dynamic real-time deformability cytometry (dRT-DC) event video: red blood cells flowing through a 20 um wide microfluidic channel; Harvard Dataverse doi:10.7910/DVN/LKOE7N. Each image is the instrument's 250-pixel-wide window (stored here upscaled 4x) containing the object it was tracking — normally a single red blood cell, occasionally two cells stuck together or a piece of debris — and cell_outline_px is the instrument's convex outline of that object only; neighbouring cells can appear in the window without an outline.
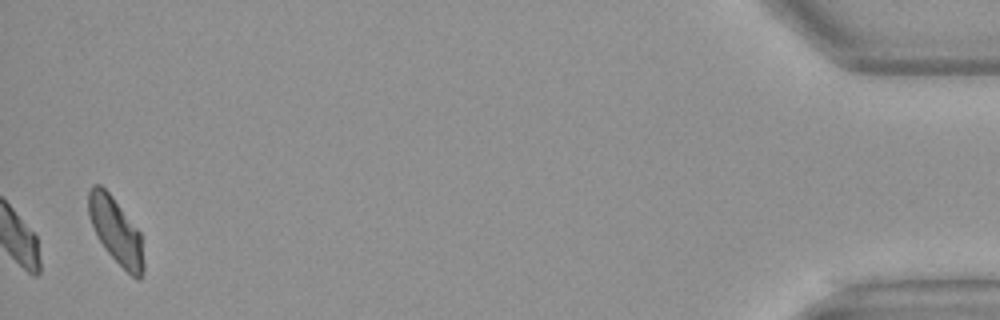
{"species": "Egyptian fruit bat (a non-hibernating species)", "species_latin": "Rousettus aegyptiacus", "temperature_condition": "warm", "stored_images_in_passage": 35, "camera_frame_rate_fps": 3000, "um_per_image_px": 0.085, "animal": {"sex": "female"}, "frame": {"image": 1, "passage_image": 35, "time_ms": 11.333, "image_size_px": [1000, 320], "cell_outline_px": [[144, 268], [140, 280], [136, 280], [104, 248], [96, 236], [88, 216], [88, 192], [92, 184], [100, 184], [112, 196], [140, 232], [144, 264]], "centroid_in_image_um": [9.83, 19.61], "position_along_channel_um": 425.4, "area_um2": 21.1}, "authors_computed_cell_mechanics": {"area_um2": 17.1088, "velocity_mm_per_s": 4.1044, "shape_relaxation_time_tau1_ms": 7.6613, "shape_relaxation_time_tau2_ms": 7.4599, "deformation_change_tau1": 0.177, "deformation_change_tau2": 0.1225}}